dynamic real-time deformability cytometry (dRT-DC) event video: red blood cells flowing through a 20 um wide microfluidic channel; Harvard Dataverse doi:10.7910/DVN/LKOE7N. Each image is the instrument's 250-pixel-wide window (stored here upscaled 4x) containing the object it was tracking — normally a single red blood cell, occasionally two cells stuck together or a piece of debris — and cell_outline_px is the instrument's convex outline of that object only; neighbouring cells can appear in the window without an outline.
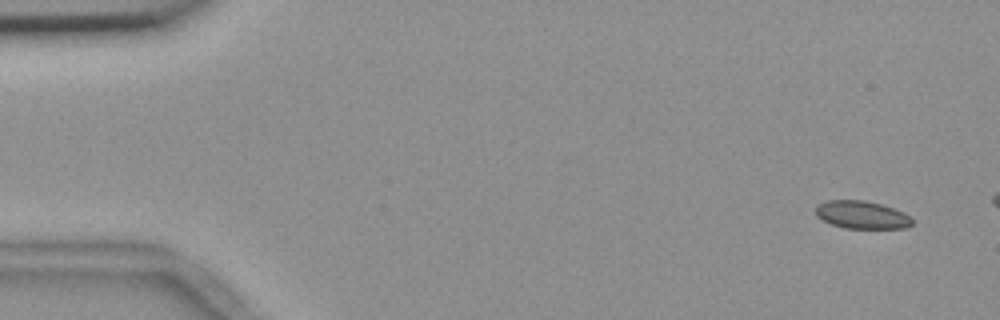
{"species": "common noctule bat (a hibernating species)", "species_latin": "Nyctalus noctula", "temperature_condition": "room temperature", "stored_images_in_passage": 8, "camera_frame_rate_fps": 3000, "um_per_image_px": 0.085, "animal": {"sex": "female", "body_mass_g": 18.4}, "frame": {"image": 1, "passage_image": 1, "time_ms": 0.0, "image_size_px": [1000, 320], "cell_outline_px": [[912, 224], [908, 228], [844, 228], [832, 224], [816, 216], [816, 208], [820, 204], [828, 200], [864, 200], [880, 204], [904, 212], [912, 220]], "centroid_in_image_um": [73.26, 18.26], "position_along_channel_um": 11.7, "area_um2": 15.43}}